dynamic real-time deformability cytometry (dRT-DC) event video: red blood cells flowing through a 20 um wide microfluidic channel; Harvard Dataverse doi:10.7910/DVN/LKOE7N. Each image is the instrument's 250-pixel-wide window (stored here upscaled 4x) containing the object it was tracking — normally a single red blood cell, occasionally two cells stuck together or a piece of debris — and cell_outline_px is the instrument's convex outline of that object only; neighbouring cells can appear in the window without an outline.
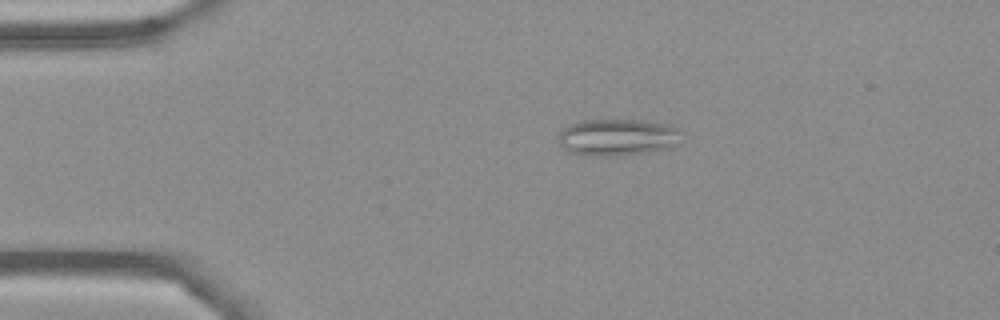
{"species": "Egyptian fruit bat (a non-hibernating species)", "species_latin": "Rousettus aegyptiacus", "temperature_condition": "cold", "stored_images_in_passage": 11, "camera_frame_rate_fps": 3000, "um_per_image_px": 0.085, "frame": {"image": 1, "passage_image": 4, "time_ms": 3.333, "image_size_px": [1000, 320], "cell_outline_px": [[684, 132], [672, 148], [648, 152], [604, 156], [596, 156], [572, 152], [564, 148], [556, 140], [556, 136], [564, 128], [580, 120], [640, 120], [668, 124]], "centroid_in_image_um": [52.5, 11.65], "position_along_channel_um": 32.5, "area_um2": 26.36}}
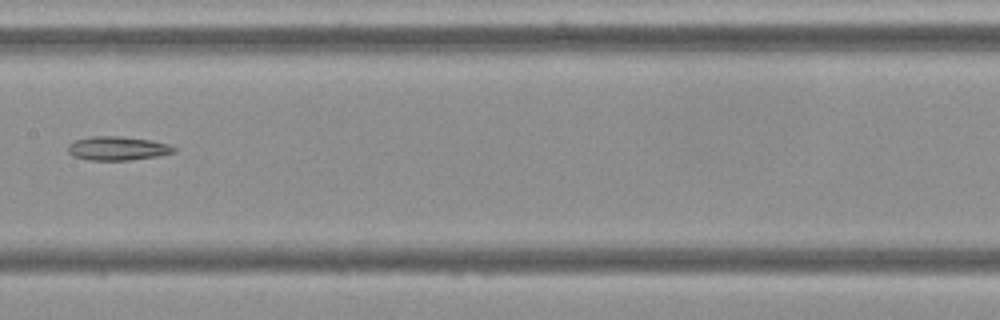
{"frame": {"image": 2, "passage_image": 8, "time_ms": 9.0, "image_size_px": [1000, 320], "cell_outline_px": [[176, 152], [156, 156], [128, 160], [88, 160], [72, 156], [68, 152], [68, 144], [76, 140], [92, 136], [120, 136], [152, 140], [168, 144], [176, 148]], "centroid_in_image_um": [9.98, 12.61], "position_along_channel_um": 197.4, "area_um2": 14.74}}
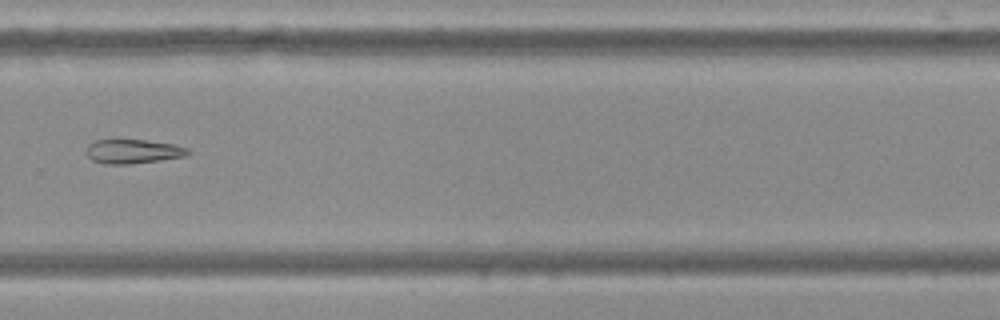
{"frame": {"image": 3, "passage_image": 11, "time_ms": 12.333, "image_size_px": [1000, 320], "cell_outline_px": [[192, 152], [188, 156], [160, 160], [128, 164], [104, 164], [92, 160], [84, 152], [88, 144], [96, 140], [144, 140], [172, 144], [188, 148]], "centroid_in_image_um": [11.3, 12.87], "position_along_channel_um": 318.5, "area_um2": 14.39}}